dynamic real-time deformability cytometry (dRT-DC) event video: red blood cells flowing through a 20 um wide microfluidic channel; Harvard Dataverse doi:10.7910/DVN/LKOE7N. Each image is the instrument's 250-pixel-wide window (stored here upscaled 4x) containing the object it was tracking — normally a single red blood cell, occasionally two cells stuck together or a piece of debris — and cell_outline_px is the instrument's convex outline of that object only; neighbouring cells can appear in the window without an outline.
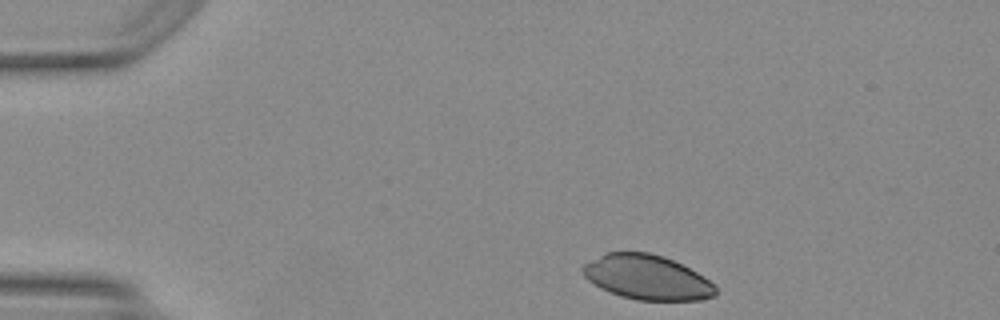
{"species": "Egyptian fruit bat (a non-hibernating species)", "species_latin": "Rousettus aegyptiacus", "temperature_condition": "warm", "stored_images_in_passage": 35, "camera_frame_rate_fps": 3000, "um_per_image_px": 0.085, "animal": {"sex": "female"}, "frame": {"image": 1, "passage_image": 1, "time_ms": 0.0, "image_size_px": [1000, 320], "cell_outline_px": [[716, 296], [704, 300], [636, 300], [620, 296], [600, 288], [588, 280], [580, 272], [580, 268], [584, 264], [608, 252], [648, 252], [664, 256], [704, 276], [716, 284]], "centroid_in_image_um": [55.01, 23.58], "position_along_channel_um": 30.0, "area_um2": 34.68}}
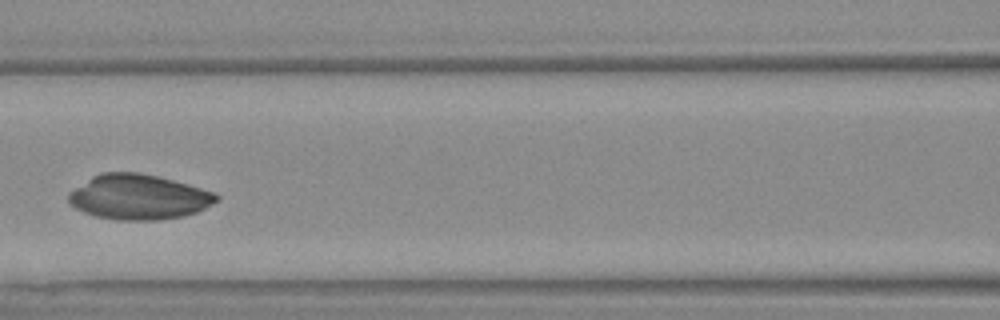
{"frame": {"image": 2, "passage_image": 15, "time_ms": 4.667, "image_size_px": [1000, 320], "cell_outline_px": [[220, 196], [216, 200], [204, 208], [196, 212], [184, 216], [160, 220], [116, 220], [96, 216], [84, 212], [76, 208], [68, 200], [68, 192], [92, 176], [100, 172], [136, 172], [156, 176], [172, 180], [200, 188], [212, 192]], "centroid_in_image_um": [11.73, 16.75], "position_along_channel_um": 154.9, "area_um2": 38.49}}
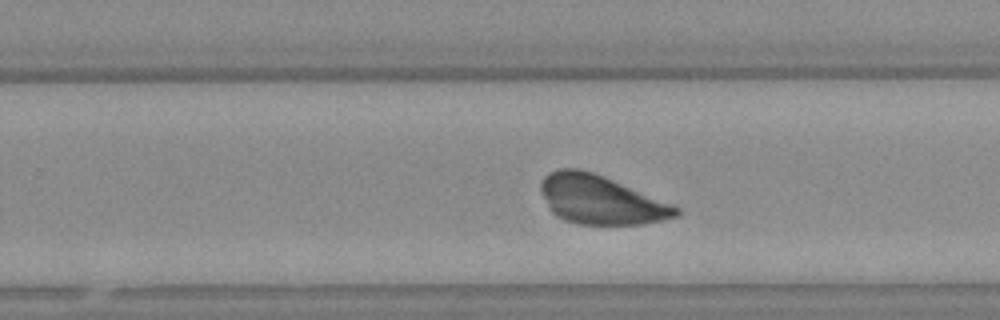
{"frame": {"image": 3, "passage_image": 24, "time_ms": 7.667, "image_size_px": [1000, 320], "cell_outline_px": [[680, 216], [664, 220], [644, 224], [576, 224], [564, 220], [556, 216], [548, 208], [540, 188], [540, 180], [548, 172], [560, 168], [580, 168], [604, 176], [680, 208]], "centroid_in_image_um": [51.02, 16.98], "position_along_channel_um": 278.8, "area_um2": 38.44}}